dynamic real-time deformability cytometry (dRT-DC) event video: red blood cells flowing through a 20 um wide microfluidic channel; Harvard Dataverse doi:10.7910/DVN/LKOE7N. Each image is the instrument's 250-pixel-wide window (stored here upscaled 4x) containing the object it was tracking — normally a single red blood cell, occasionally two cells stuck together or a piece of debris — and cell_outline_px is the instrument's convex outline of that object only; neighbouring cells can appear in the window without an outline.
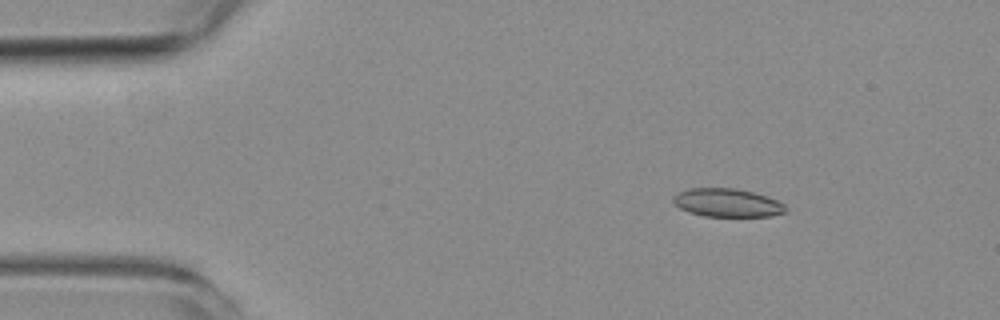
{"species": "common noctule bat (a hibernating species)", "species_latin": "Nyctalus noctula", "temperature_condition": "room temperature", "stored_images_in_passage": 4, "camera_frame_rate_fps": 3000, "um_per_image_px": 0.085, "animal": {"sex": "female", "body_mass_g": 19.3, "forearm_length_mm": 54.1}, "frame": {"image": 1, "passage_image": 1, "time_ms": 0.0, "image_size_px": [1000, 320], "cell_outline_px": [[788, 212], [772, 216], [704, 216], [688, 212], [680, 208], [672, 200], [672, 196], [688, 188], [736, 188], [768, 196], [784, 204]], "centroid_in_image_um": [61.83, 17.23], "position_along_channel_um": 23.2, "area_um2": 18.61}}